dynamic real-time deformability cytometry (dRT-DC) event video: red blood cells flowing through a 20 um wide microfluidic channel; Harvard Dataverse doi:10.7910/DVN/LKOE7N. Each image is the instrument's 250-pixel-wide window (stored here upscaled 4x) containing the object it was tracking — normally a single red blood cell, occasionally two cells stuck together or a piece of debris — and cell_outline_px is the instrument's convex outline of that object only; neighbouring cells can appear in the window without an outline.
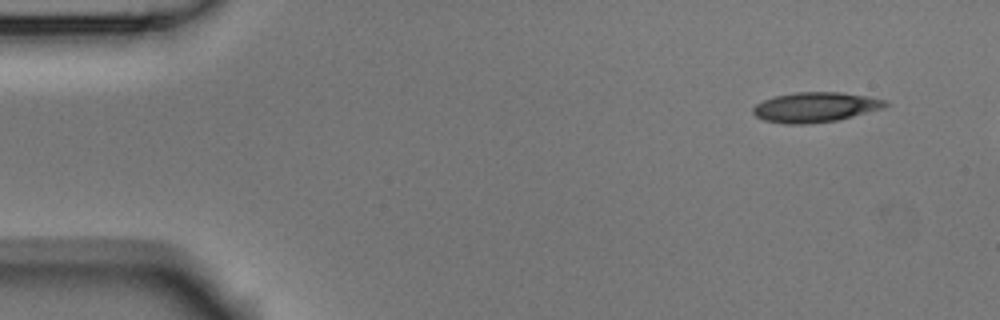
{"species": "Egyptian fruit bat (a non-hibernating species)", "species_latin": "Rousettus aegyptiacus", "temperature_condition": "room temperature", "stored_images_in_passage": 3, "camera_frame_rate_fps": 3000, "um_per_image_px": 0.085, "animal": {"sex": "male"}, "frame": {"image": 1, "passage_image": 1, "time_ms": 0.0, "image_size_px": [1000, 320], "cell_outline_px": [[888, 104], [884, 108], [836, 120], [804, 124], [784, 124], [764, 120], [756, 116], [752, 112], [752, 108], [756, 104], [764, 100], [776, 96], [796, 92], [840, 92], [868, 96], [888, 100]], "centroid_in_image_um": [69.31, 9.1], "position_along_channel_um": 15.7, "area_um2": 23.0}}